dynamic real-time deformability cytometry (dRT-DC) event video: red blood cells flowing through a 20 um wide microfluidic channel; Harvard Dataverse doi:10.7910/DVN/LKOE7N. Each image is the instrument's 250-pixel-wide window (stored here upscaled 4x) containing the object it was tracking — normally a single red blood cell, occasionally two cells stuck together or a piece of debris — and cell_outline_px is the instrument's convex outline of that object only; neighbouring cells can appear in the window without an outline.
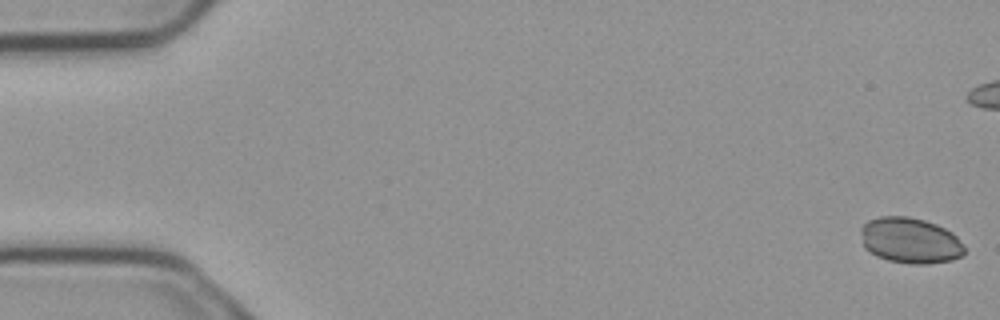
{"species": "common noctule bat (a hibernating species)", "species_latin": "Nyctalus noctula", "temperature_condition": "cold", "stored_images_in_passage": 6, "segment_of_instrument_passage": [2, 2], "camera_frame_rate_fps": 3000, "um_per_image_px": 0.085, "animal": {"sex": "male", "body_mass_g": 23.1, "forearm_length_mm": 52.7}, "frame": {"image": 1, "passage_image": 6, "time_ms": 1.667, "image_size_px": [1000, 320], "cell_outline_px": [[964, 252], [960, 256], [952, 260], [928, 264], [912, 264], [888, 260], [876, 256], [868, 252], [864, 248], [860, 232], [860, 228], [868, 220], [880, 216], [908, 216], [924, 220], [936, 224], [952, 232], [956, 236], [964, 248]], "centroid_in_image_um": [77.32, 20.44], "position_along_channel_um": 7.7, "area_um2": 27.74}}